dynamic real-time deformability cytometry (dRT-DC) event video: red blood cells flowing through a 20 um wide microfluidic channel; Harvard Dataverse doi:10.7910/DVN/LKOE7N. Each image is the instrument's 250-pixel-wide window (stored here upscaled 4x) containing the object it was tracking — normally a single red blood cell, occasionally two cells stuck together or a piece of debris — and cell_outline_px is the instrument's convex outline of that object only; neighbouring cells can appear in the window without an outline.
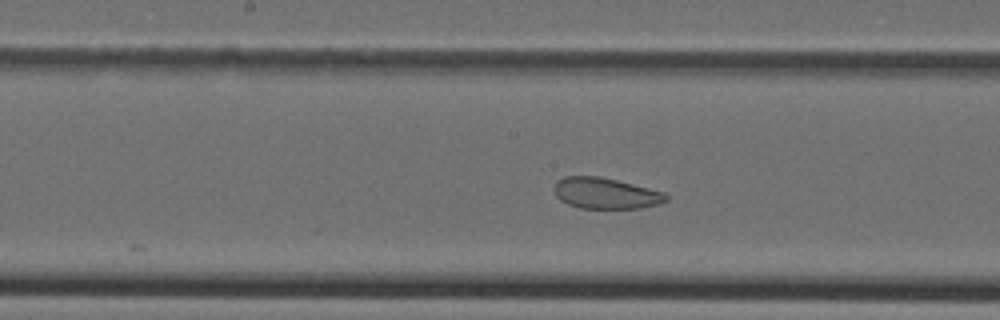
{"species": "Egyptian fruit bat (a non-hibernating species)", "species_latin": "Rousettus aegyptiacus", "temperature_condition": "cold", "stored_images_in_passage": 41, "camera_frame_rate_fps": 3000, "um_per_image_px": 0.085, "animal": {"sex": "female"}, "frame": {"image": 1, "passage_image": 18, "time_ms": 5.667, "image_size_px": [1000, 320], "cell_outline_px": [[668, 200], [660, 204], [640, 208], [580, 208], [568, 204], [560, 200], [556, 196], [552, 188], [556, 180], [564, 176], [600, 176], [664, 192], [668, 196]], "centroid_in_image_um": [51.44, 16.42], "position_along_channel_um": 196.8, "area_um2": 20.35}}
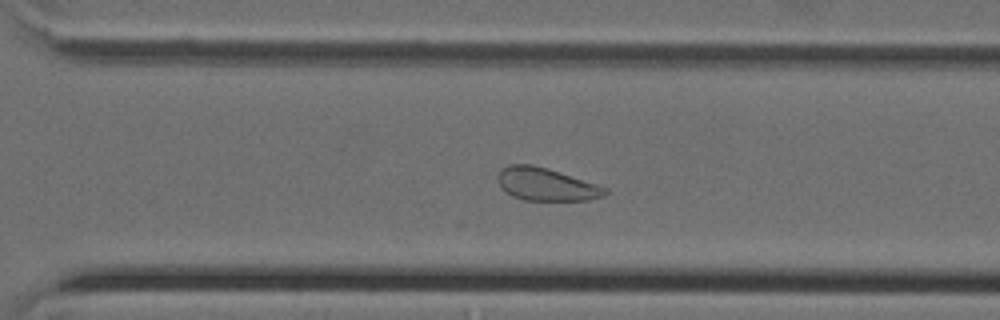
{"frame": {"image": 2, "passage_image": 27, "time_ms": 8.667, "image_size_px": [1000, 320], "cell_outline_px": [[608, 192], [600, 196], [588, 200], [524, 200], [512, 196], [500, 188], [496, 180], [496, 176], [500, 168], [508, 164], [532, 164], [548, 168], [608, 188]], "centroid_in_image_um": [46.33, 15.65], "position_along_channel_um": 324.3, "area_um2": 20.63}}
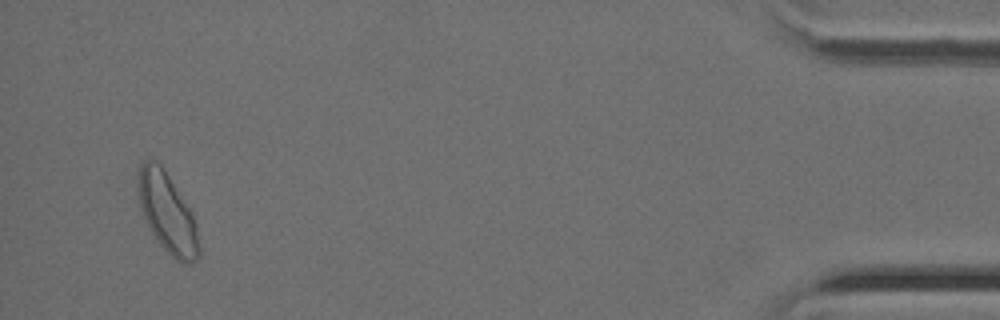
{"frame": {"image": 3, "passage_image": 39, "time_ms": 12.667, "image_size_px": [1000, 320], "cell_outline_px": [[200, 256], [192, 264], [180, 264], [160, 244], [152, 232], [140, 208], [136, 180], [140, 164], [144, 160], [152, 160], [160, 164], [168, 176], [188, 208], [192, 216], [196, 228], [200, 252]], "centroid_in_image_um": [14.2, 18.12], "position_along_channel_um": 421.0, "area_um2": 27.74}}